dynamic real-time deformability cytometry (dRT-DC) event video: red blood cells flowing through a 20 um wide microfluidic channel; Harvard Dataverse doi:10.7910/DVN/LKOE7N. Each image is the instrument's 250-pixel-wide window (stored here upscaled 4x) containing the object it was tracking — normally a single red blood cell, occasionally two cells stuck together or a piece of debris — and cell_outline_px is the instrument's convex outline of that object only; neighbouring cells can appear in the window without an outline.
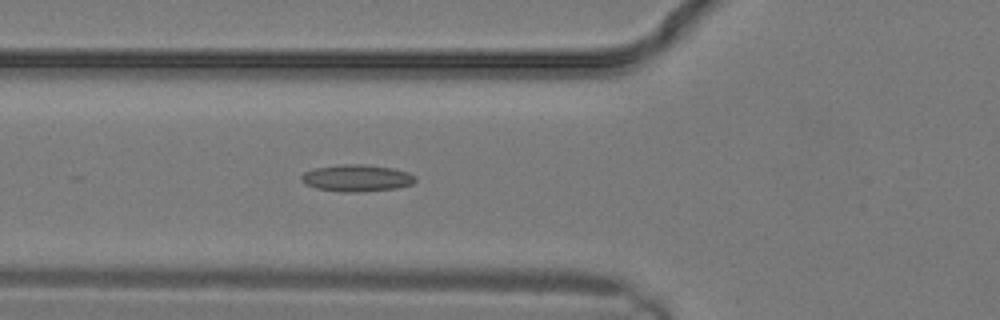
{"species": "common noctule bat (a hibernating species)", "species_latin": "Nyctalus noctula", "temperature_condition": "warm", "stored_images_in_passage": 10, "camera_frame_rate_fps": 3000, "um_per_image_px": 0.085, "animal": {"sex": "male", "body_mass_g": 19.2, "forearm_length_mm": 51.8}, "frame": {"image": 1, "passage_image": 10, "time_ms": 3.0, "image_size_px": [1000, 320], "cell_outline_px": [[416, 180], [412, 184], [400, 188], [356, 192], [340, 192], [316, 188], [304, 184], [300, 180], [300, 176], [304, 172], [316, 168], [340, 164], [364, 164], [392, 168], [408, 172], [416, 176]], "centroid_in_image_um": [30.32, 15.14], "position_along_channel_um": 95.5, "area_um2": 18.03}}